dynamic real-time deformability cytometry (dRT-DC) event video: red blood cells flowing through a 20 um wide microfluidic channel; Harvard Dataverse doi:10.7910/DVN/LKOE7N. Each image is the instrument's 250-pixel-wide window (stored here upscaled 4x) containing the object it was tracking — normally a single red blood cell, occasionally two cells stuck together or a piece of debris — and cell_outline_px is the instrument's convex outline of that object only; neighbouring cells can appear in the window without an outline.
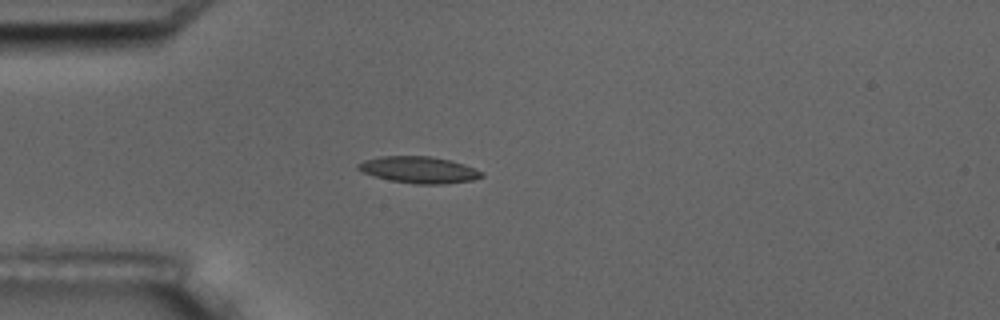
{"species": "common noctule bat (a hibernating species)", "species_latin": "Nyctalus noctula", "temperature_condition": "room temperature", "stored_images_in_passage": 2, "camera_frame_rate_fps": 3000, "um_per_image_px": 0.085, "animal": {"sex": "male", "body_mass_g": 17.5, "forearm_length_mm": 52.3}, "frame": {"image": 1, "passage_image": 1, "time_ms": 0.0, "image_size_px": [1000, 320], "cell_outline_px": [[484, 176], [472, 180], [448, 184], [416, 184], [392, 180], [376, 176], [364, 172], [356, 168], [356, 164], [364, 160], [380, 156], [428, 156], [452, 160], [464, 164], [484, 172]], "centroid_in_image_um": [35.65, 14.43], "position_along_channel_um": 49.4, "area_um2": 19.13}}